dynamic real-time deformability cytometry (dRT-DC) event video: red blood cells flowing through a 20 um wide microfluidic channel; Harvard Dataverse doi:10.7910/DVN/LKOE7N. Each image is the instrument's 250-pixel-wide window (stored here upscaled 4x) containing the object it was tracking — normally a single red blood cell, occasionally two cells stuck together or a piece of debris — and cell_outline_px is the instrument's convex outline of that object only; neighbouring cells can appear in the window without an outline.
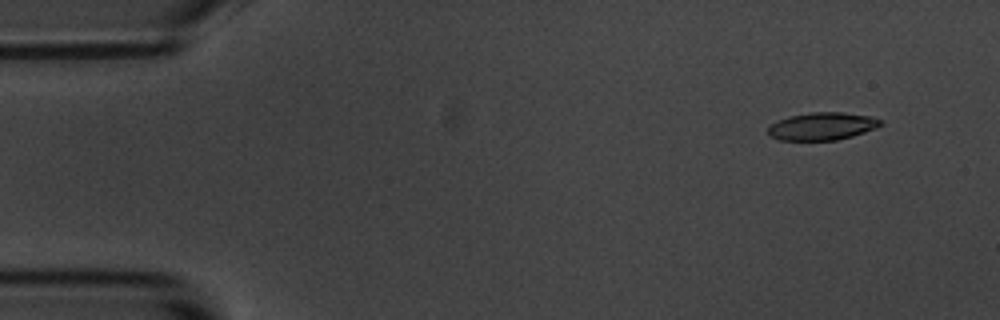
{"species": "common noctule bat (a hibernating species)", "species_latin": "Nyctalus noctula", "temperature_condition": "room temperature", "stored_images_in_passage": 4, "camera_frame_rate_fps": 3000, "um_per_image_px": 0.085, "animal": {"sex": "male", "body_mass_g": 20.1, "forearm_length_mm": 53.5}, "frame": {"image": 1, "passage_image": 2, "time_ms": 1.0, "image_size_px": [1000, 320], "cell_outline_px": [[884, 124], [876, 128], [852, 136], [836, 140], [780, 140], [772, 136], [768, 132], [768, 128], [776, 120], [788, 116], [812, 112], [844, 112], [872, 116], [880, 120]], "centroid_in_image_um": [69.9, 10.72], "position_along_channel_um": 15.1, "area_um2": 18.15}}